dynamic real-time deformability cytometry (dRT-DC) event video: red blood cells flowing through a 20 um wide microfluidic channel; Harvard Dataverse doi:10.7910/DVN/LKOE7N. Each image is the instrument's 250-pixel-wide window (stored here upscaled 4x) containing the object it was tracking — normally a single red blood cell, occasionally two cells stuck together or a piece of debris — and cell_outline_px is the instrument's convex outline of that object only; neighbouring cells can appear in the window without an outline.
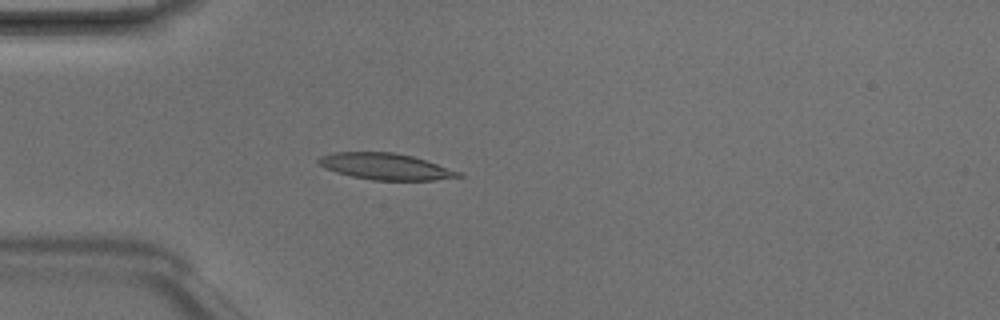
{"species": "Egyptian fruit bat (a non-hibernating species)", "species_latin": "Rousettus aegyptiacus", "temperature_condition": "room temperature", "stored_images_in_passage": 3, "camera_frame_rate_fps": 3000, "um_per_image_px": 0.085, "animal": {"sex": "male"}, "frame": {"image": 1, "passage_image": 3, "time_ms": 0.667, "image_size_px": [1000, 320], "cell_outline_px": [[464, 176], [432, 180], [372, 180], [352, 176], [336, 172], [324, 168], [316, 160], [320, 156], [332, 152], [392, 152], [412, 156], [464, 172]], "centroid_in_image_um": [32.78, 14.15], "position_along_channel_um": 52.2, "area_um2": 21.56}}